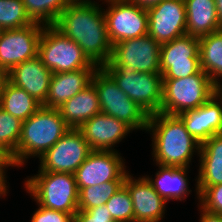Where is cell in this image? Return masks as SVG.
<instances>
[{
    "label": "cell",
    "instance_id": "e0dca14e",
    "mask_svg": "<svg viewBox=\"0 0 222 222\" xmlns=\"http://www.w3.org/2000/svg\"><path fill=\"white\" fill-rule=\"evenodd\" d=\"M124 185L131 195L134 222H161L163 220L168 203L155 191L145 176L136 179L129 172Z\"/></svg>",
    "mask_w": 222,
    "mask_h": 222
},
{
    "label": "cell",
    "instance_id": "f546056e",
    "mask_svg": "<svg viewBox=\"0 0 222 222\" xmlns=\"http://www.w3.org/2000/svg\"><path fill=\"white\" fill-rule=\"evenodd\" d=\"M22 123L23 121L0 107V147L10 156L17 149L22 132Z\"/></svg>",
    "mask_w": 222,
    "mask_h": 222
},
{
    "label": "cell",
    "instance_id": "44dd1931",
    "mask_svg": "<svg viewBox=\"0 0 222 222\" xmlns=\"http://www.w3.org/2000/svg\"><path fill=\"white\" fill-rule=\"evenodd\" d=\"M156 166L158 167L154 176L156 178L149 175L144 176L162 198L167 202L170 200L182 201L191 194L190 182L187 179L190 168L159 164Z\"/></svg>",
    "mask_w": 222,
    "mask_h": 222
},
{
    "label": "cell",
    "instance_id": "4dcf8cb0",
    "mask_svg": "<svg viewBox=\"0 0 222 222\" xmlns=\"http://www.w3.org/2000/svg\"><path fill=\"white\" fill-rule=\"evenodd\" d=\"M114 221L134 222V209L131 195L123 184L105 203Z\"/></svg>",
    "mask_w": 222,
    "mask_h": 222
},
{
    "label": "cell",
    "instance_id": "8992f818",
    "mask_svg": "<svg viewBox=\"0 0 222 222\" xmlns=\"http://www.w3.org/2000/svg\"><path fill=\"white\" fill-rule=\"evenodd\" d=\"M118 87L148 115L161 112V73L137 72L133 66H102Z\"/></svg>",
    "mask_w": 222,
    "mask_h": 222
},
{
    "label": "cell",
    "instance_id": "d4e9b609",
    "mask_svg": "<svg viewBox=\"0 0 222 222\" xmlns=\"http://www.w3.org/2000/svg\"><path fill=\"white\" fill-rule=\"evenodd\" d=\"M199 59L200 68L222 86V29L199 38Z\"/></svg>",
    "mask_w": 222,
    "mask_h": 222
},
{
    "label": "cell",
    "instance_id": "9c48e42d",
    "mask_svg": "<svg viewBox=\"0 0 222 222\" xmlns=\"http://www.w3.org/2000/svg\"><path fill=\"white\" fill-rule=\"evenodd\" d=\"M108 7L103 12L112 46L122 40L148 34L147 9L128 0H104Z\"/></svg>",
    "mask_w": 222,
    "mask_h": 222
},
{
    "label": "cell",
    "instance_id": "74e56055",
    "mask_svg": "<svg viewBox=\"0 0 222 222\" xmlns=\"http://www.w3.org/2000/svg\"><path fill=\"white\" fill-rule=\"evenodd\" d=\"M128 1L139 5L140 7L148 9L152 6L157 5L158 3L162 2L163 0H128Z\"/></svg>",
    "mask_w": 222,
    "mask_h": 222
},
{
    "label": "cell",
    "instance_id": "ac0fdd59",
    "mask_svg": "<svg viewBox=\"0 0 222 222\" xmlns=\"http://www.w3.org/2000/svg\"><path fill=\"white\" fill-rule=\"evenodd\" d=\"M91 150L118 151L114 149L133 130L113 116L99 113L78 128Z\"/></svg>",
    "mask_w": 222,
    "mask_h": 222
},
{
    "label": "cell",
    "instance_id": "7c38bea8",
    "mask_svg": "<svg viewBox=\"0 0 222 222\" xmlns=\"http://www.w3.org/2000/svg\"><path fill=\"white\" fill-rule=\"evenodd\" d=\"M160 49L150 35L122 40L112 46L110 62L103 66H133L137 72L160 73Z\"/></svg>",
    "mask_w": 222,
    "mask_h": 222
},
{
    "label": "cell",
    "instance_id": "9a60e30c",
    "mask_svg": "<svg viewBox=\"0 0 222 222\" xmlns=\"http://www.w3.org/2000/svg\"><path fill=\"white\" fill-rule=\"evenodd\" d=\"M148 35L164 44L187 34L184 0H163L147 9Z\"/></svg>",
    "mask_w": 222,
    "mask_h": 222
},
{
    "label": "cell",
    "instance_id": "83f0119b",
    "mask_svg": "<svg viewBox=\"0 0 222 222\" xmlns=\"http://www.w3.org/2000/svg\"><path fill=\"white\" fill-rule=\"evenodd\" d=\"M124 184V181H108L79 191L78 209L88 210L104 205Z\"/></svg>",
    "mask_w": 222,
    "mask_h": 222
},
{
    "label": "cell",
    "instance_id": "3957f363",
    "mask_svg": "<svg viewBox=\"0 0 222 222\" xmlns=\"http://www.w3.org/2000/svg\"><path fill=\"white\" fill-rule=\"evenodd\" d=\"M70 129L57 108L42 105L22 123L21 137L11 156L14 166L23 167L28 158L40 159Z\"/></svg>",
    "mask_w": 222,
    "mask_h": 222
},
{
    "label": "cell",
    "instance_id": "d6a6232c",
    "mask_svg": "<svg viewBox=\"0 0 222 222\" xmlns=\"http://www.w3.org/2000/svg\"><path fill=\"white\" fill-rule=\"evenodd\" d=\"M74 222H117L114 221L107 206L99 205L98 207L88 210H78L74 215Z\"/></svg>",
    "mask_w": 222,
    "mask_h": 222
},
{
    "label": "cell",
    "instance_id": "4316f807",
    "mask_svg": "<svg viewBox=\"0 0 222 222\" xmlns=\"http://www.w3.org/2000/svg\"><path fill=\"white\" fill-rule=\"evenodd\" d=\"M30 19L44 26L54 25L70 3L68 0H22Z\"/></svg>",
    "mask_w": 222,
    "mask_h": 222
},
{
    "label": "cell",
    "instance_id": "e575fe53",
    "mask_svg": "<svg viewBox=\"0 0 222 222\" xmlns=\"http://www.w3.org/2000/svg\"><path fill=\"white\" fill-rule=\"evenodd\" d=\"M200 211L199 222H222V214H213L205 211L198 205Z\"/></svg>",
    "mask_w": 222,
    "mask_h": 222
},
{
    "label": "cell",
    "instance_id": "8d00e7d4",
    "mask_svg": "<svg viewBox=\"0 0 222 222\" xmlns=\"http://www.w3.org/2000/svg\"><path fill=\"white\" fill-rule=\"evenodd\" d=\"M15 167L11 156L0 147V168Z\"/></svg>",
    "mask_w": 222,
    "mask_h": 222
},
{
    "label": "cell",
    "instance_id": "8fae6325",
    "mask_svg": "<svg viewBox=\"0 0 222 222\" xmlns=\"http://www.w3.org/2000/svg\"><path fill=\"white\" fill-rule=\"evenodd\" d=\"M200 70L198 37L186 34L161 44L160 73L163 79L185 78Z\"/></svg>",
    "mask_w": 222,
    "mask_h": 222
},
{
    "label": "cell",
    "instance_id": "cb8c5ba5",
    "mask_svg": "<svg viewBox=\"0 0 222 222\" xmlns=\"http://www.w3.org/2000/svg\"><path fill=\"white\" fill-rule=\"evenodd\" d=\"M199 157L195 186L222 184V134L214 135L203 142Z\"/></svg>",
    "mask_w": 222,
    "mask_h": 222
},
{
    "label": "cell",
    "instance_id": "d590c367",
    "mask_svg": "<svg viewBox=\"0 0 222 222\" xmlns=\"http://www.w3.org/2000/svg\"><path fill=\"white\" fill-rule=\"evenodd\" d=\"M8 168H0V198L1 197H5V196H8V192L9 190L7 188H9V184L7 185V176H6V173H7V170ZM8 191V192H7Z\"/></svg>",
    "mask_w": 222,
    "mask_h": 222
},
{
    "label": "cell",
    "instance_id": "d6986e66",
    "mask_svg": "<svg viewBox=\"0 0 222 222\" xmlns=\"http://www.w3.org/2000/svg\"><path fill=\"white\" fill-rule=\"evenodd\" d=\"M52 74L41 58L36 56L15 65L8 72V80L43 104L48 96Z\"/></svg>",
    "mask_w": 222,
    "mask_h": 222
},
{
    "label": "cell",
    "instance_id": "1f68e13d",
    "mask_svg": "<svg viewBox=\"0 0 222 222\" xmlns=\"http://www.w3.org/2000/svg\"><path fill=\"white\" fill-rule=\"evenodd\" d=\"M198 205L207 212L222 214V184L213 186H196Z\"/></svg>",
    "mask_w": 222,
    "mask_h": 222
},
{
    "label": "cell",
    "instance_id": "484cf974",
    "mask_svg": "<svg viewBox=\"0 0 222 222\" xmlns=\"http://www.w3.org/2000/svg\"><path fill=\"white\" fill-rule=\"evenodd\" d=\"M41 106L42 104L34 97L22 88L13 85L9 80L5 84L0 98V107L7 113L25 121Z\"/></svg>",
    "mask_w": 222,
    "mask_h": 222
},
{
    "label": "cell",
    "instance_id": "5bb4252c",
    "mask_svg": "<svg viewBox=\"0 0 222 222\" xmlns=\"http://www.w3.org/2000/svg\"><path fill=\"white\" fill-rule=\"evenodd\" d=\"M44 25L33 23L18 29L4 30L0 37V68L10 71L15 65L38 56Z\"/></svg>",
    "mask_w": 222,
    "mask_h": 222
},
{
    "label": "cell",
    "instance_id": "4fadbf2b",
    "mask_svg": "<svg viewBox=\"0 0 222 222\" xmlns=\"http://www.w3.org/2000/svg\"><path fill=\"white\" fill-rule=\"evenodd\" d=\"M118 152L92 150L74 173L78 190L108 181H125L129 171Z\"/></svg>",
    "mask_w": 222,
    "mask_h": 222
},
{
    "label": "cell",
    "instance_id": "5b68a950",
    "mask_svg": "<svg viewBox=\"0 0 222 222\" xmlns=\"http://www.w3.org/2000/svg\"><path fill=\"white\" fill-rule=\"evenodd\" d=\"M219 87L201 69L185 78L163 79L161 113L178 115L208 101Z\"/></svg>",
    "mask_w": 222,
    "mask_h": 222
},
{
    "label": "cell",
    "instance_id": "f35d334b",
    "mask_svg": "<svg viewBox=\"0 0 222 222\" xmlns=\"http://www.w3.org/2000/svg\"><path fill=\"white\" fill-rule=\"evenodd\" d=\"M8 82V71L0 68V98L3 93L5 84Z\"/></svg>",
    "mask_w": 222,
    "mask_h": 222
},
{
    "label": "cell",
    "instance_id": "f1b7e54d",
    "mask_svg": "<svg viewBox=\"0 0 222 222\" xmlns=\"http://www.w3.org/2000/svg\"><path fill=\"white\" fill-rule=\"evenodd\" d=\"M33 23L22 0H0V25L4 30L18 29Z\"/></svg>",
    "mask_w": 222,
    "mask_h": 222
},
{
    "label": "cell",
    "instance_id": "30bf717a",
    "mask_svg": "<svg viewBox=\"0 0 222 222\" xmlns=\"http://www.w3.org/2000/svg\"><path fill=\"white\" fill-rule=\"evenodd\" d=\"M91 151L82 132L71 128L39 159L38 172L74 174Z\"/></svg>",
    "mask_w": 222,
    "mask_h": 222
},
{
    "label": "cell",
    "instance_id": "836d02e7",
    "mask_svg": "<svg viewBox=\"0 0 222 222\" xmlns=\"http://www.w3.org/2000/svg\"><path fill=\"white\" fill-rule=\"evenodd\" d=\"M30 222H74V217L71 214L50 210L38 205Z\"/></svg>",
    "mask_w": 222,
    "mask_h": 222
},
{
    "label": "cell",
    "instance_id": "603a6c76",
    "mask_svg": "<svg viewBox=\"0 0 222 222\" xmlns=\"http://www.w3.org/2000/svg\"><path fill=\"white\" fill-rule=\"evenodd\" d=\"M187 35L203 37L222 29L215 0H184Z\"/></svg>",
    "mask_w": 222,
    "mask_h": 222
},
{
    "label": "cell",
    "instance_id": "7402d4cb",
    "mask_svg": "<svg viewBox=\"0 0 222 222\" xmlns=\"http://www.w3.org/2000/svg\"><path fill=\"white\" fill-rule=\"evenodd\" d=\"M57 109L70 128L78 129L84 122L101 113L95 86L89 84Z\"/></svg>",
    "mask_w": 222,
    "mask_h": 222
},
{
    "label": "cell",
    "instance_id": "b9f144b4",
    "mask_svg": "<svg viewBox=\"0 0 222 222\" xmlns=\"http://www.w3.org/2000/svg\"><path fill=\"white\" fill-rule=\"evenodd\" d=\"M3 32H4V28L0 25V37L3 34Z\"/></svg>",
    "mask_w": 222,
    "mask_h": 222
},
{
    "label": "cell",
    "instance_id": "ba28073f",
    "mask_svg": "<svg viewBox=\"0 0 222 222\" xmlns=\"http://www.w3.org/2000/svg\"><path fill=\"white\" fill-rule=\"evenodd\" d=\"M38 56L52 73L98 68L75 41L64 36L53 25L43 28Z\"/></svg>",
    "mask_w": 222,
    "mask_h": 222
},
{
    "label": "cell",
    "instance_id": "ab89813d",
    "mask_svg": "<svg viewBox=\"0 0 222 222\" xmlns=\"http://www.w3.org/2000/svg\"><path fill=\"white\" fill-rule=\"evenodd\" d=\"M216 11L220 26L222 27V0H215Z\"/></svg>",
    "mask_w": 222,
    "mask_h": 222
},
{
    "label": "cell",
    "instance_id": "7bdbcfd3",
    "mask_svg": "<svg viewBox=\"0 0 222 222\" xmlns=\"http://www.w3.org/2000/svg\"><path fill=\"white\" fill-rule=\"evenodd\" d=\"M219 91L222 93V86L219 87Z\"/></svg>",
    "mask_w": 222,
    "mask_h": 222
},
{
    "label": "cell",
    "instance_id": "2e32d148",
    "mask_svg": "<svg viewBox=\"0 0 222 222\" xmlns=\"http://www.w3.org/2000/svg\"><path fill=\"white\" fill-rule=\"evenodd\" d=\"M177 116L200 144L214 135L222 134V93L218 91L198 108L186 110Z\"/></svg>",
    "mask_w": 222,
    "mask_h": 222
},
{
    "label": "cell",
    "instance_id": "60d3db41",
    "mask_svg": "<svg viewBox=\"0 0 222 222\" xmlns=\"http://www.w3.org/2000/svg\"><path fill=\"white\" fill-rule=\"evenodd\" d=\"M69 2H79V3H93V2H95V1H93V0H68ZM100 1H103V0H100Z\"/></svg>",
    "mask_w": 222,
    "mask_h": 222
},
{
    "label": "cell",
    "instance_id": "277c9868",
    "mask_svg": "<svg viewBox=\"0 0 222 222\" xmlns=\"http://www.w3.org/2000/svg\"><path fill=\"white\" fill-rule=\"evenodd\" d=\"M24 180V188L37 205L71 214L78 209L79 190L72 173L37 172Z\"/></svg>",
    "mask_w": 222,
    "mask_h": 222
},
{
    "label": "cell",
    "instance_id": "52a82bcc",
    "mask_svg": "<svg viewBox=\"0 0 222 222\" xmlns=\"http://www.w3.org/2000/svg\"><path fill=\"white\" fill-rule=\"evenodd\" d=\"M91 83L97 90L101 113L123 121L132 130L146 132L149 115L128 98L102 67L94 72Z\"/></svg>",
    "mask_w": 222,
    "mask_h": 222
},
{
    "label": "cell",
    "instance_id": "7a4b0ae2",
    "mask_svg": "<svg viewBox=\"0 0 222 222\" xmlns=\"http://www.w3.org/2000/svg\"><path fill=\"white\" fill-rule=\"evenodd\" d=\"M146 132H151V154L156 164L190 168L193 155L199 156L201 144L177 115L161 112L149 115Z\"/></svg>",
    "mask_w": 222,
    "mask_h": 222
},
{
    "label": "cell",
    "instance_id": "ffe728a7",
    "mask_svg": "<svg viewBox=\"0 0 222 222\" xmlns=\"http://www.w3.org/2000/svg\"><path fill=\"white\" fill-rule=\"evenodd\" d=\"M96 70L97 68H83L70 72L53 73L48 96L42 105L49 108H59L91 84Z\"/></svg>",
    "mask_w": 222,
    "mask_h": 222
},
{
    "label": "cell",
    "instance_id": "6da1fadb",
    "mask_svg": "<svg viewBox=\"0 0 222 222\" xmlns=\"http://www.w3.org/2000/svg\"><path fill=\"white\" fill-rule=\"evenodd\" d=\"M75 41L98 67L110 62L112 44L103 8L99 2H70L53 25Z\"/></svg>",
    "mask_w": 222,
    "mask_h": 222
}]
</instances>
